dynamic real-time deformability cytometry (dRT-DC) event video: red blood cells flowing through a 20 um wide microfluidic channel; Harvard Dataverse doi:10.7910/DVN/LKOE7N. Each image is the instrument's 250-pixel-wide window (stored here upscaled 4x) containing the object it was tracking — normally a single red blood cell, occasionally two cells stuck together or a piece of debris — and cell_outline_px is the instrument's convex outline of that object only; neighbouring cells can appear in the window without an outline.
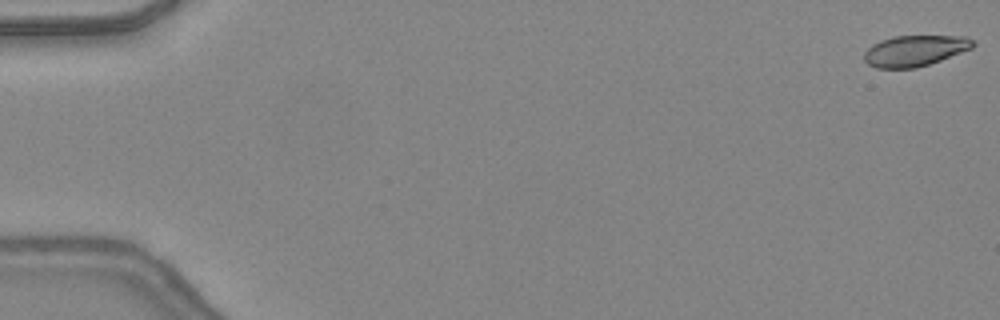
{"species": "common noctule bat (a hibernating species)", "species_latin": "Nyctalus noctula", "temperature_condition": "warm", "stored_images_in_passage": 48, "camera_frame_rate_fps": 3000, "um_per_image_px": 0.085, "animal": {"sex": "female", "body_mass_g": 24.6, "forearm_length_mm": 56.2}, "frame": {"image": 1, "passage_image": 1, "time_ms": 0.0, "image_size_px": [1000, 320], "cell_outline_px": [[976, 44], [972, 48], [940, 60], [916, 68], [876, 68], [868, 64], [864, 60], [864, 52], [872, 44], [880, 40], [896, 36], [968, 36]], "centroid_in_image_um": [77.75, 4.31], "position_along_channel_um": 7.3, "area_um2": 19.54}}
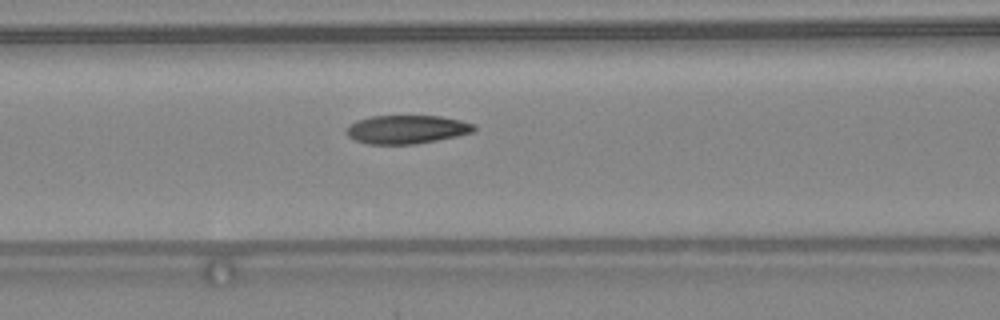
{"frame": {"image": 2, "passage_image": 21, "time_ms": 6.667, "image_size_px": [1000, 320], "cell_outline_px": [[476, 128], [472, 132], [456, 136], [416, 144], [368, 144], [356, 140], [348, 136], [344, 132], [356, 120], [372, 116], [440, 116], [460, 120], [476, 124]], "centroid_in_image_um": [34.57, 11.0], "position_along_channel_um": 132.0, "area_um2": 21.1}}
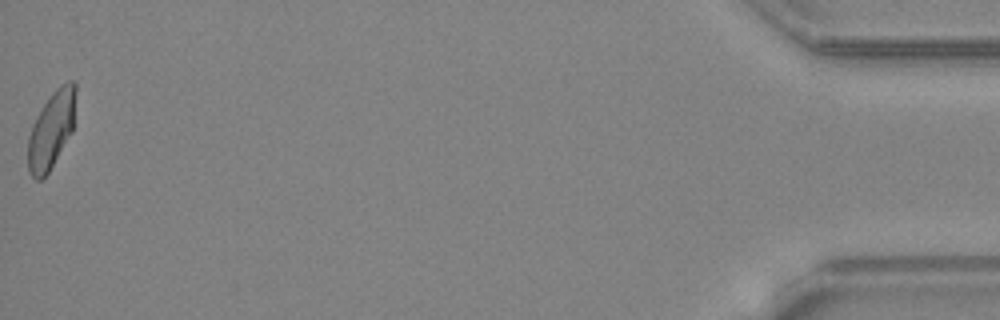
{"frame": {"image": 3, "passage_image": 48, "time_ms": 15.667, "image_size_px": [1000, 320], "cell_outline_px": [[76, 92], [72, 132], [48, 172], [40, 180], [36, 180], [28, 172], [28, 136], [32, 124], [36, 116], [52, 92], [60, 84], [68, 80], [76, 80]], "centroid_in_image_um": [4.36, 10.99], "position_along_channel_um": 430.8, "area_um2": 21.44}, "authors_computed_cell_mechanics": {"area_um2": 21.3282, "velocity_mm_per_s": 4.4061, "shape_relaxation_time_tau1_ms": 6.0616, "shape_relaxation_time_tau2_ms": 1.3689, "deformation_change_tau1": 0.1752, "deformation_change_tau2": 0.0679}}